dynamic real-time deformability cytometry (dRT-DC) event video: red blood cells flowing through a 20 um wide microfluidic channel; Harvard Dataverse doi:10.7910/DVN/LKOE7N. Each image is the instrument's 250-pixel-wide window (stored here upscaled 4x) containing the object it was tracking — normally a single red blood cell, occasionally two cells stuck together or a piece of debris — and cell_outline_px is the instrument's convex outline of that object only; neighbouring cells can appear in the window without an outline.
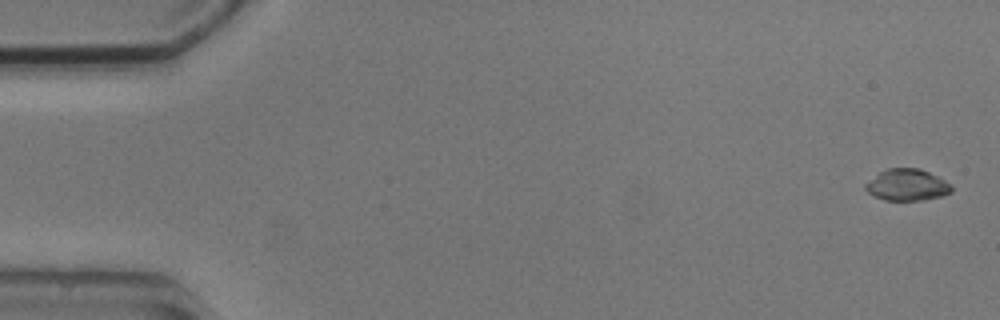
{"species": "common noctule bat (a hibernating species)", "species_latin": "Nyctalus noctula", "temperature_condition": "cold", "stored_images_in_passage": 6, "segment_of_instrument_passage": [1, 2], "camera_frame_rate_fps": 3000, "um_per_image_px": 0.085, "animal": {"sex": "male", "body_mass_g": 20.5, "forearm_length_mm": 52.5}, "frame": {"image": 1, "passage_image": 1, "time_ms": 0.0, "image_size_px": [1000, 320], "cell_outline_px": [[952, 192], [940, 196], [924, 200], [884, 200], [868, 192], [864, 188], [864, 184], [880, 172], [888, 168], [920, 168], [952, 184]], "centroid_in_image_um": [77.11, 15.72], "position_along_channel_um": 7.9, "area_um2": 15.72}}